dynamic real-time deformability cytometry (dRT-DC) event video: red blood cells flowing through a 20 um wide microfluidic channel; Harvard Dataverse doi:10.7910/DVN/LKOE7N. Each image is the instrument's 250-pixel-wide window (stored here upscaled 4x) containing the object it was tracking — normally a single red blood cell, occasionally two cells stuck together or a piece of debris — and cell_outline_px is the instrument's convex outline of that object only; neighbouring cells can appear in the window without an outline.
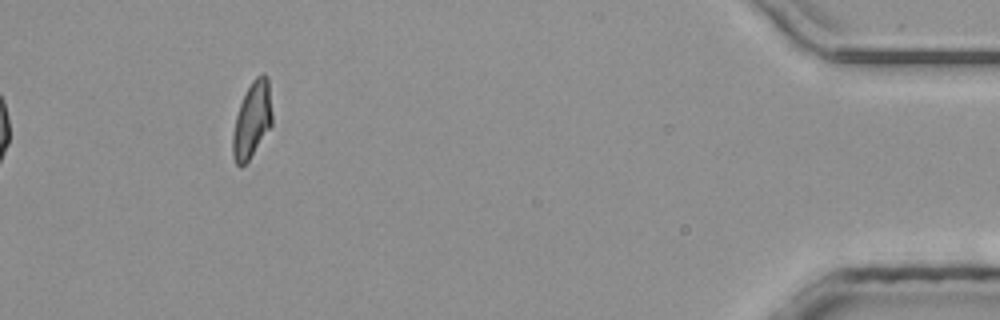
{"species": "common noctule bat (a hibernating species)", "species_latin": "Nyctalus noctula", "temperature_condition": "room temperature", "stored_images_in_passage": 44, "camera_frame_rate_fps": 3000, "um_per_image_px": 0.085, "animal": {"sex": "male", "body_mass_g": 20.4}, "frame": {"image": 1, "passage_image": 44, "time_ms": 14.333, "image_size_px": [1000, 320], "cell_outline_px": [[272, 124], [248, 160], [240, 168], [236, 164], [232, 156], [232, 132], [236, 116], [240, 104], [252, 80], [260, 72], [264, 72], [268, 76], [272, 116]], "centroid_in_image_um": [21.41, 10.16], "position_along_channel_um": 413.8, "area_um2": 17.4}}